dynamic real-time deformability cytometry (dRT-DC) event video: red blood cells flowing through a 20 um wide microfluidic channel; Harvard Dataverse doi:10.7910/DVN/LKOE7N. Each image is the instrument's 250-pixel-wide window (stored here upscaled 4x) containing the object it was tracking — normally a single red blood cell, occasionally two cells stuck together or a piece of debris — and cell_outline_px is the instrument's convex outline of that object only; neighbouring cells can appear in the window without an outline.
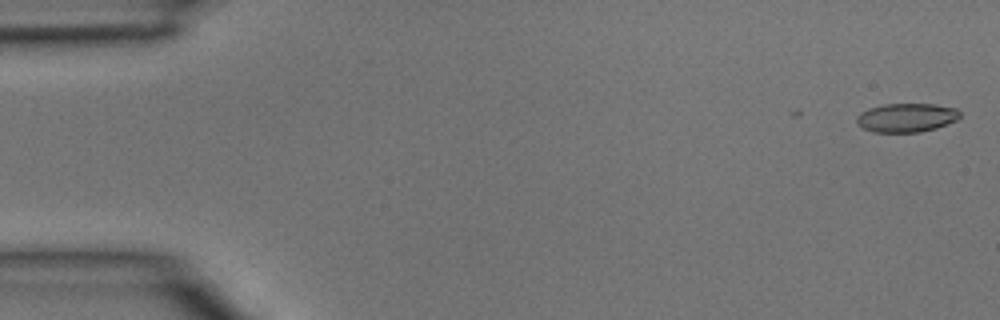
{"species": "common noctule bat (a hibernating species)", "species_latin": "Nyctalus noctula", "temperature_condition": "room temperature", "stored_images_in_passage": 4, "camera_frame_rate_fps": 3000, "um_per_image_px": 0.085, "animal": {"sex": "male", "body_mass_g": 15.6}, "frame": {"image": 1, "passage_image": 1, "time_ms": 0.0, "image_size_px": [1000, 320], "cell_outline_px": [[960, 116], [956, 120], [936, 128], [920, 132], [872, 132], [856, 124], [856, 116], [860, 112], [868, 108], [884, 104], [936, 104], [956, 108], [960, 112]], "centroid_in_image_um": [77.02, 9.99], "position_along_channel_um": 8.0, "area_um2": 17.46}}